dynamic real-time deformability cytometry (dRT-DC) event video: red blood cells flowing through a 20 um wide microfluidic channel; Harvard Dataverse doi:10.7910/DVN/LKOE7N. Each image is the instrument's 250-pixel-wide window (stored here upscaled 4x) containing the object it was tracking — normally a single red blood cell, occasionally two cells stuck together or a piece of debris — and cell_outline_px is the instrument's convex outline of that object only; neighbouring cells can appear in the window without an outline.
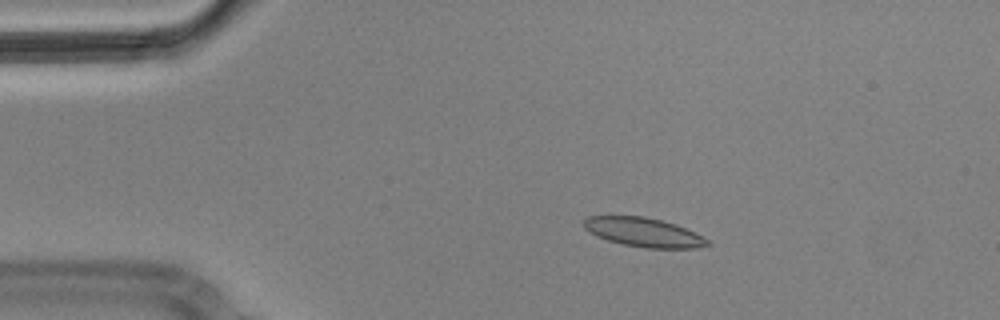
{"species": "Egyptian fruit bat (a non-hibernating species)", "species_latin": "Rousettus aegyptiacus", "temperature_condition": "cold", "stored_images_in_passage": 4, "camera_frame_rate_fps": 3000, "um_per_image_px": 0.085, "animal": {"sex": "male"}, "frame": {"image": 1, "passage_image": 2, "time_ms": 0.333, "image_size_px": [1000, 320], "cell_outline_px": [[712, 244], [696, 248], [644, 248], [624, 244], [608, 240], [596, 236], [584, 228], [584, 220], [588, 216], [644, 216], [676, 224], [704, 236]], "centroid_in_image_um": [54.73, 19.74], "position_along_channel_um": 30.3, "area_um2": 20.92}}